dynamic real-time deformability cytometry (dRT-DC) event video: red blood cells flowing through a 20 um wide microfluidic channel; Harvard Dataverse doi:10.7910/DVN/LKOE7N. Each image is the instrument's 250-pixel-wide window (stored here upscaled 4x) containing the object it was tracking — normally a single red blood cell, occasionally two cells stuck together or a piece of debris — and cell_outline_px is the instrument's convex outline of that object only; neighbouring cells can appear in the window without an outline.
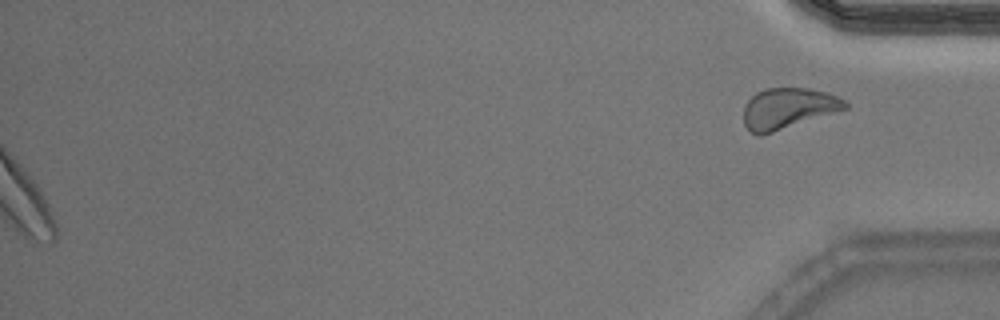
{"species": "Egyptian fruit bat (a non-hibernating species)", "species_latin": "Rousettus aegyptiacus", "temperature_condition": "warm", "stored_images_in_passage": 43, "segment_of_instrument_passage": [2, 2], "camera_frame_rate_fps": 3000, "um_per_image_px": 0.085, "animal": {"sex": "male"}, "frame": {"image": 1, "passage_image": 43, "time_ms": 14.0, "image_size_px": [1000, 320], "cell_outline_px": [[848, 108], [760, 136], [756, 136], [744, 124], [744, 104], [756, 92], [764, 88], [808, 88], [828, 92], [844, 100], [848, 104]], "centroid_in_image_um": [66.96, 9.2], "position_along_channel_um": 368.2, "area_um2": 24.04}}